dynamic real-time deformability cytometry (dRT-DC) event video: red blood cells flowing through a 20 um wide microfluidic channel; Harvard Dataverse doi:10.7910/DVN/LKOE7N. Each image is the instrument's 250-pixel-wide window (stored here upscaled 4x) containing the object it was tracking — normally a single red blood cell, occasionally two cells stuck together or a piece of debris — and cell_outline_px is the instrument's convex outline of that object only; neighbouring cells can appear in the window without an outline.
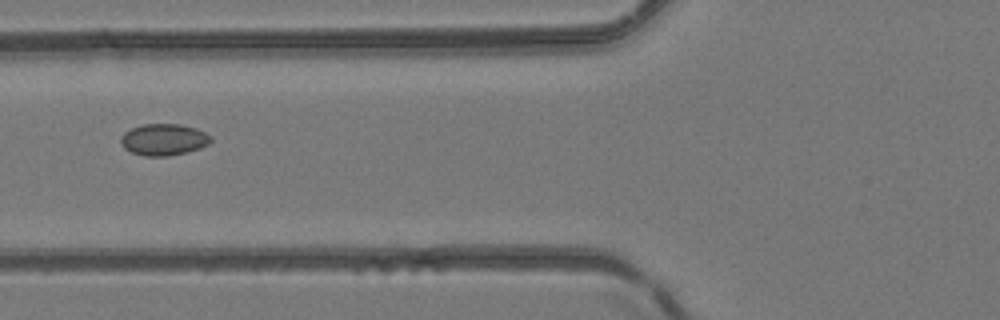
{"species": "common noctule bat (a hibernating species)", "species_latin": "Nyctalus noctula", "temperature_condition": "room temperature", "stored_images_in_passage": 6, "camera_frame_rate_fps": 3000, "um_per_image_px": 0.085, "animal": {"sex": "female", "body_mass_g": 24.6, "forearm_length_mm": 56.2}, "frame": {"image": 1, "passage_image": 6, "time_ms": 6.667, "image_size_px": [1000, 320], "cell_outline_px": [[212, 140], [208, 144], [200, 148], [168, 156], [144, 156], [132, 152], [124, 148], [120, 140], [120, 136], [124, 132], [140, 124], [180, 124], [196, 128], [212, 136]], "centroid_in_image_um": [13.9, 11.85], "position_along_channel_um": 111.9, "area_um2": 16.59}}